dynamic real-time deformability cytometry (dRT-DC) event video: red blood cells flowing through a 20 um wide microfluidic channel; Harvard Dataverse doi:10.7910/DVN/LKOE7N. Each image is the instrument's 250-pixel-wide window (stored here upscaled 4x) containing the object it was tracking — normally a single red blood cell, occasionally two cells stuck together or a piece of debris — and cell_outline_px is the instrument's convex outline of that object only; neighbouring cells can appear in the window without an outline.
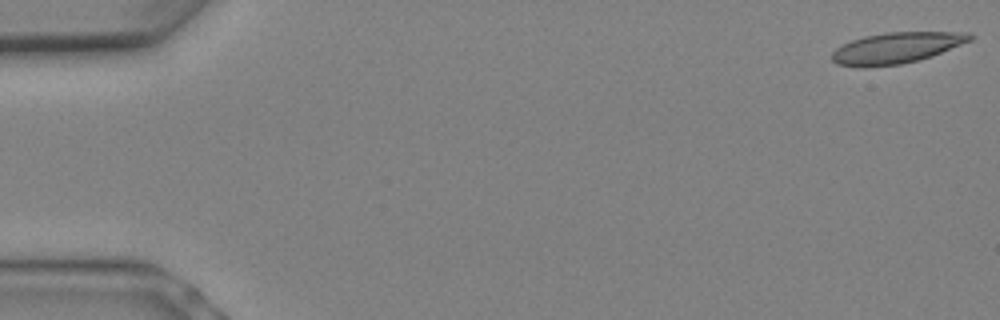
{"species": "Egyptian fruit bat (a non-hibernating species)", "species_latin": "Rousettus aegyptiacus", "temperature_condition": "warm", "stored_images_in_passage": 12, "camera_frame_rate_fps": 3000, "um_per_image_px": 0.085, "animal": {"sex": "female"}, "frame": {"image": 1, "passage_image": 1, "time_ms": 0.0, "image_size_px": [1000, 320], "cell_outline_px": [[972, 40], [932, 56], [900, 64], [864, 68], [860, 68], [836, 64], [832, 60], [832, 52], [836, 48], [852, 40], [864, 36], [884, 32], [968, 32], [972, 36]], "centroid_in_image_um": [76.16, 4.08], "position_along_channel_um": 8.8, "area_um2": 24.97}}